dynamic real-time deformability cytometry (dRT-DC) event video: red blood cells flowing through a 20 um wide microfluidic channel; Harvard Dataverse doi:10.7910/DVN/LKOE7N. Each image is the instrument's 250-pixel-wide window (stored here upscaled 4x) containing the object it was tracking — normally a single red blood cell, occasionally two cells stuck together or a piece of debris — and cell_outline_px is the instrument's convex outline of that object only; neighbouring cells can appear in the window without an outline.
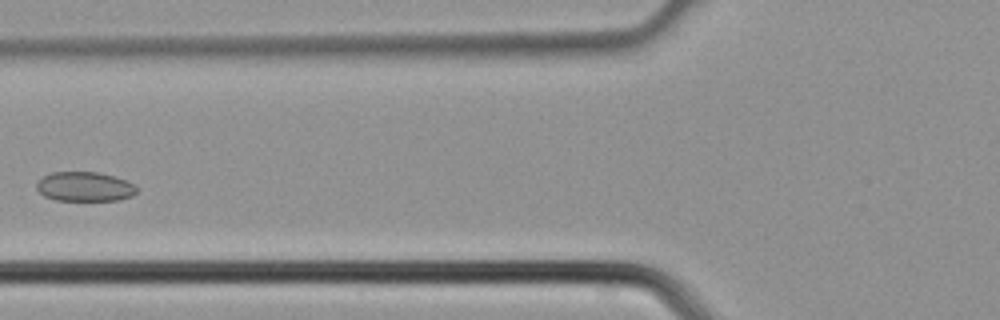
{"species": "common noctule bat (a hibernating species)", "species_latin": "Nyctalus noctula", "temperature_condition": "cold", "stored_images_in_passage": 5, "camera_frame_rate_fps": 3000, "um_per_image_px": 0.085, "animal": {"sex": "male", "body_mass_g": 21.5, "forearm_length_mm": 52.0}, "frame": {"image": 1, "passage_image": 5, "time_ms": 1.333, "image_size_px": [1000, 320], "cell_outline_px": [[136, 192], [132, 196], [120, 200], [56, 200], [44, 196], [36, 188], [36, 184], [44, 176], [52, 172], [100, 172], [136, 184]], "centroid_in_image_um": [7.21, 15.86], "position_along_channel_um": 118.6, "area_um2": 17.11}}